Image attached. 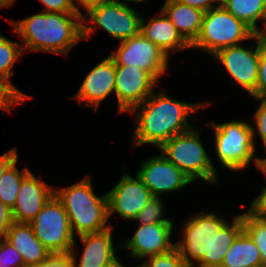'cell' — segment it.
I'll return each instance as SVG.
<instances>
[{"label": "cell", "mask_w": 266, "mask_h": 267, "mask_svg": "<svg viewBox=\"0 0 266 267\" xmlns=\"http://www.w3.org/2000/svg\"><path fill=\"white\" fill-rule=\"evenodd\" d=\"M200 137V132L193 127L170 138L159 150L193 182L201 179L215 185L219 183V175Z\"/></svg>", "instance_id": "8992f818"}, {"label": "cell", "mask_w": 266, "mask_h": 267, "mask_svg": "<svg viewBox=\"0 0 266 267\" xmlns=\"http://www.w3.org/2000/svg\"><path fill=\"white\" fill-rule=\"evenodd\" d=\"M140 33L168 57L171 52L191 49L162 10L157 17L150 16L147 20L141 16Z\"/></svg>", "instance_id": "d6986e66"}, {"label": "cell", "mask_w": 266, "mask_h": 267, "mask_svg": "<svg viewBox=\"0 0 266 267\" xmlns=\"http://www.w3.org/2000/svg\"><path fill=\"white\" fill-rule=\"evenodd\" d=\"M247 213L255 218L266 220V186L261 189V193L253 200Z\"/></svg>", "instance_id": "d6a6232c"}, {"label": "cell", "mask_w": 266, "mask_h": 267, "mask_svg": "<svg viewBox=\"0 0 266 267\" xmlns=\"http://www.w3.org/2000/svg\"><path fill=\"white\" fill-rule=\"evenodd\" d=\"M193 216L182 226L176 250L189 267H221L227 251L243 231L242 216L235 215L231 223L212 211Z\"/></svg>", "instance_id": "6da1fadb"}, {"label": "cell", "mask_w": 266, "mask_h": 267, "mask_svg": "<svg viewBox=\"0 0 266 267\" xmlns=\"http://www.w3.org/2000/svg\"><path fill=\"white\" fill-rule=\"evenodd\" d=\"M16 0H0V8L12 6Z\"/></svg>", "instance_id": "7bdbcfd3"}, {"label": "cell", "mask_w": 266, "mask_h": 267, "mask_svg": "<svg viewBox=\"0 0 266 267\" xmlns=\"http://www.w3.org/2000/svg\"><path fill=\"white\" fill-rule=\"evenodd\" d=\"M162 199L153 196L141 209L134 220L139 224L173 223L170 218H164V206Z\"/></svg>", "instance_id": "4316f807"}, {"label": "cell", "mask_w": 266, "mask_h": 267, "mask_svg": "<svg viewBox=\"0 0 266 267\" xmlns=\"http://www.w3.org/2000/svg\"><path fill=\"white\" fill-rule=\"evenodd\" d=\"M259 266H263L260 251L251 237L243 230L224 256L221 267Z\"/></svg>", "instance_id": "7402d4cb"}, {"label": "cell", "mask_w": 266, "mask_h": 267, "mask_svg": "<svg viewBox=\"0 0 266 267\" xmlns=\"http://www.w3.org/2000/svg\"><path fill=\"white\" fill-rule=\"evenodd\" d=\"M55 195L63 203L74 236L101 232L112 226L107 224V193L97 196L90 176L69 187L56 188Z\"/></svg>", "instance_id": "277c9868"}, {"label": "cell", "mask_w": 266, "mask_h": 267, "mask_svg": "<svg viewBox=\"0 0 266 267\" xmlns=\"http://www.w3.org/2000/svg\"><path fill=\"white\" fill-rule=\"evenodd\" d=\"M12 222L11 209L0 201V239L5 237Z\"/></svg>", "instance_id": "d590c367"}, {"label": "cell", "mask_w": 266, "mask_h": 267, "mask_svg": "<svg viewBox=\"0 0 266 267\" xmlns=\"http://www.w3.org/2000/svg\"><path fill=\"white\" fill-rule=\"evenodd\" d=\"M4 239L21 254L26 267L42 263L52 254L37 239L30 223L13 221Z\"/></svg>", "instance_id": "ffe728a7"}, {"label": "cell", "mask_w": 266, "mask_h": 267, "mask_svg": "<svg viewBox=\"0 0 266 267\" xmlns=\"http://www.w3.org/2000/svg\"><path fill=\"white\" fill-rule=\"evenodd\" d=\"M106 267H130V266H125V265H123V263H121L119 260L116 259L110 265H108ZM135 267H137V266H135Z\"/></svg>", "instance_id": "ee69618b"}, {"label": "cell", "mask_w": 266, "mask_h": 267, "mask_svg": "<svg viewBox=\"0 0 266 267\" xmlns=\"http://www.w3.org/2000/svg\"><path fill=\"white\" fill-rule=\"evenodd\" d=\"M256 35L260 43L266 47V21H264V25L262 26V29H259L256 32Z\"/></svg>", "instance_id": "60d3db41"}, {"label": "cell", "mask_w": 266, "mask_h": 267, "mask_svg": "<svg viewBox=\"0 0 266 267\" xmlns=\"http://www.w3.org/2000/svg\"><path fill=\"white\" fill-rule=\"evenodd\" d=\"M112 227L101 232L80 235L81 243L84 246L79 263L76 261L78 252L76 240L69 252L74 261L75 267H106L118 259L114 248V237Z\"/></svg>", "instance_id": "ac0fdd59"}, {"label": "cell", "mask_w": 266, "mask_h": 267, "mask_svg": "<svg viewBox=\"0 0 266 267\" xmlns=\"http://www.w3.org/2000/svg\"><path fill=\"white\" fill-rule=\"evenodd\" d=\"M44 5L43 12L82 13L72 5L71 0H39Z\"/></svg>", "instance_id": "1f68e13d"}, {"label": "cell", "mask_w": 266, "mask_h": 267, "mask_svg": "<svg viewBox=\"0 0 266 267\" xmlns=\"http://www.w3.org/2000/svg\"><path fill=\"white\" fill-rule=\"evenodd\" d=\"M152 197L142 180L137 175L133 178L126 171L117 185L107 193L108 218L116 212L125 220H134Z\"/></svg>", "instance_id": "5bb4252c"}, {"label": "cell", "mask_w": 266, "mask_h": 267, "mask_svg": "<svg viewBox=\"0 0 266 267\" xmlns=\"http://www.w3.org/2000/svg\"><path fill=\"white\" fill-rule=\"evenodd\" d=\"M102 2H107V3H117V4H124V5H129L127 2H132L135 4L136 3H143L148 0H100Z\"/></svg>", "instance_id": "b9f144b4"}, {"label": "cell", "mask_w": 266, "mask_h": 267, "mask_svg": "<svg viewBox=\"0 0 266 267\" xmlns=\"http://www.w3.org/2000/svg\"><path fill=\"white\" fill-rule=\"evenodd\" d=\"M264 149V151L266 152V147H264ZM255 165L261 170V172H263L264 176L266 177V156L265 158L256 157Z\"/></svg>", "instance_id": "ab89813d"}, {"label": "cell", "mask_w": 266, "mask_h": 267, "mask_svg": "<svg viewBox=\"0 0 266 267\" xmlns=\"http://www.w3.org/2000/svg\"><path fill=\"white\" fill-rule=\"evenodd\" d=\"M33 267H75L69 254H51L45 261Z\"/></svg>", "instance_id": "836d02e7"}, {"label": "cell", "mask_w": 266, "mask_h": 267, "mask_svg": "<svg viewBox=\"0 0 266 267\" xmlns=\"http://www.w3.org/2000/svg\"><path fill=\"white\" fill-rule=\"evenodd\" d=\"M260 102L258 109L254 112L255 125L251 126L253 138L256 144V131L260 135L263 147H266V98L256 99Z\"/></svg>", "instance_id": "f546056e"}, {"label": "cell", "mask_w": 266, "mask_h": 267, "mask_svg": "<svg viewBox=\"0 0 266 267\" xmlns=\"http://www.w3.org/2000/svg\"><path fill=\"white\" fill-rule=\"evenodd\" d=\"M174 223L139 224L132 238L119 244L121 249L129 248L127 257L144 259L154 255L167 253L175 248L170 241Z\"/></svg>", "instance_id": "9a60e30c"}, {"label": "cell", "mask_w": 266, "mask_h": 267, "mask_svg": "<svg viewBox=\"0 0 266 267\" xmlns=\"http://www.w3.org/2000/svg\"><path fill=\"white\" fill-rule=\"evenodd\" d=\"M115 81V62L108 55L88 72L77 93L70 98L97 112L101 103L115 94Z\"/></svg>", "instance_id": "2e32d148"}, {"label": "cell", "mask_w": 266, "mask_h": 267, "mask_svg": "<svg viewBox=\"0 0 266 267\" xmlns=\"http://www.w3.org/2000/svg\"><path fill=\"white\" fill-rule=\"evenodd\" d=\"M243 230L254 241L260 251L263 266L266 267V220H261L243 212Z\"/></svg>", "instance_id": "484cf974"}, {"label": "cell", "mask_w": 266, "mask_h": 267, "mask_svg": "<svg viewBox=\"0 0 266 267\" xmlns=\"http://www.w3.org/2000/svg\"><path fill=\"white\" fill-rule=\"evenodd\" d=\"M22 103L5 85L0 82V111L3 115L11 111L13 106Z\"/></svg>", "instance_id": "e575fe53"}, {"label": "cell", "mask_w": 266, "mask_h": 267, "mask_svg": "<svg viewBox=\"0 0 266 267\" xmlns=\"http://www.w3.org/2000/svg\"><path fill=\"white\" fill-rule=\"evenodd\" d=\"M161 10L191 46L200 34L204 12L178 0H166Z\"/></svg>", "instance_id": "44dd1931"}, {"label": "cell", "mask_w": 266, "mask_h": 267, "mask_svg": "<svg viewBox=\"0 0 266 267\" xmlns=\"http://www.w3.org/2000/svg\"><path fill=\"white\" fill-rule=\"evenodd\" d=\"M209 102L186 103L171 99L164 89L152 94L129 113L135 116L133 135L135 147L152 144L160 148L175 135L192 128L188 123L191 114L202 111ZM135 113V114H134Z\"/></svg>", "instance_id": "7a4b0ae2"}, {"label": "cell", "mask_w": 266, "mask_h": 267, "mask_svg": "<svg viewBox=\"0 0 266 267\" xmlns=\"http://www.w3.org/2000/svg\"><path fill=\"white\" fill-rule=\"evenodd\" d=\"M22 54L24 51L19 42L11 41L0 34V82L23 103L24 100L32 97L17 89L10 80L13 76L12 68Z\"/></svg>", "instance_id": "603a6c76"}, {"label": "cell", "mask_w": 266, "mask_h": 267, "mask_svg": "<svg viewBox=\"0 0 266 267\" xmlns=\"http://www.w3.org/2000/svg\"><path fill=\"white\" fill-rule=\"evenodd\" d=\"M29 223L37 239L52 254H69L75 237L63 203L55 194Z\"/></svg>", "instance_id": "9c48e42d"}, {"label": "cell", "mask_w": 266, "mask_h": 267, "mask_svg": "<svg viewBox=\"0 0 266 267\" xmlns=\"http://www.w3.org/2000/svg\"><path fill=\"white\" fill-rule=\"evenodd\" d=\"M115 97L119 113L130 112L143 103L158 83L147 71L133 66H115Z\"/></svg>", "instance_id": "4fadbf2b"}, {"label": "cell", "mask_w": 266, "mask_h": 267, "mask_svg": "<svg viewBox=\"0 0 266 267\" xmlns=\"http://www.w3.org/2000/svg\"><path fill=\"white\" fill-rule=\"evenodd\" d=\"M18 159V151L16 147L0 156V178L3 173Z\"/></svg>", "instance_id": "74e56055"}, {"label": "cell", "mask_w": 266, "mask_h": 267, "mask_svg": "<svg viewBox=\"0 0 266 267\" xmlns=\"http://www.w3.org/2000/svg\"><path fill=\"white\" fill-rule=\"evenodd\" d=\"M255 99L266 98V47L260 43L259 73L256 91L251 95Z\"/></svg>", "instance_id": "4dcf8cb0"}, {"label": "cell", "mask_w": 266, "mask_h": 267, "mask_svg": "<svg viewBox=\"0 0 266 267\" xmlns=\"http://www.w3.org/2000/svg\"><path fill=\"white\" fill-rule=\"evenodd\" d=\"M214 128V151L217 160L229 171H242L251 161L256 162L257 146L251 125L247 121L232 120L222 123L206 122Z\"/></svg>", "instance_id": "5b68a950"}, {"label": "cell", "mask_w": 266, "mask_h": 267, "mask_svg": "<svg viewBox=\"0 0 266 267\" xmlns=\"http://www.w3.org/2000/svg\"><path fill=\"white\" fill-rule=\"evenodd\" d=\"M83 13L40 12L11 21L25 52H50L67 57L73 46L83 40Z\"/></svg>", "instance_id": "3957f363"}, {"label": "cell", "mask_w": 266, "mask_h": 267, "mask_svg": "<svg viewBox=\"0 0 266 267\" xmlns=\"http://www.w3.org/2000/svg\"><path fill=\"white\" fill-rule=\"evenodd\" d=\"M181 3L187 4L191 7L198 8L203 12H207L212 8L222 5V0H178ZM218 5H216V4Z\"/></svg>", "instance_id": "8d00e7d4"}, {"label": "cell", "mask_w": 266, "mask_h": 267, "mask_svg": "<svg viewBox=\"0 0 266 267\" xmlns=\"http://www.w3.org/2000/svg\"><path fill=\"white\" fill-rule=\"evenodd\" d=\"M85 12L88 18L83 14V39L92 36L99 27L119 42L140 33L141 17L129 5L98 1Z\"/></svg>", "instance_id": "ba28073f"}, {"label": "cell", "mask_w": 266, "mask_h": 267, "mask_svg": "<svg viewBox=\"0 0 266 267\" xmlns=\"http://www.w3.org/2000/svg\"><path fill=\"white\" fill-rule=\"evenodd\" d=\"M98 1L100 0H71V3L75 7V9H77L79 12H81L79 7H83L85 12L88 8L96 4ZM77 5L80 6L77 7Z\"/></svg>", "instance_id": "f35d334b"}, {"label": "cell", "mask_w": 266, "mask_h": 267, "mask_svg": "<svg viewBox=\"0 0 266 267\" xmlns=\"http://www.w3.org/2000/svg\"><path fill=\"white\" fill-rule=\"evenodd\" d=\"M255 40L256 47L245 48L240 44L222 48L212 55L222 63L229 76L234 80V84L242 87L250 95L256 91L259 73L260 41L256 34L254 35Z\"/></svg>", "instance_id": "8fae6325"}, {"label": "cell", "mask_w": 266, "mask_h": 267, "mask_svg": "<svg viewBox=\"0 0 266 267\" xmlns=\"http://www.w3.org/2000/svg\"><path fill=\"white\" fill-rule=\"evenodd\" d=\"M16 160L0 178V201L9 209H13L24 177L30 172L29 168L19 171Z\"/></svg>", "instance_id": "d4e9b609"}, {"label": "cell", "mask_w": 266, "mask_h": 267, "mask_svg": "<svg viewBox=\"0 0 266 267\" xmlns=\"http://www.w3.org/2000/svg\"><path fill=\"white\" fill-rule=\"evenodd\" d=\"M0 267H26L21 254L4 238L0 239Z\"/></svg>", "instance_id": "f1b7e54d"}, {"label": "cell", "mask_w": 266, "mask_h": 267, "mask_svg": "<svg viewBox=\"0 0 266 267\" xmlns=\"http://www.w3.org/2000/svg\"><path fill=\"white\" fill-rule=\"evenodd\" d=\"M146 259V261L137 265V267H189L176 248L167 253L150 256Z\"/></svg>", "instance_id": "83f0119b"}, {"label": "cell", "mask_w": 266, "mask_h": 267, "mask_svg": "<svg viewBox=\"0 0 266 267\" xmlns=\"http://www.w3.org/2000/svg\"><path fill=\"white\" fill-rule=\"evenodd\" d=\"M54 194L55 188L30 171L21 183L16 204L11 210L13 221L31 222Z\"/></svg>", "instance_id": "e0dca14e"}, {"label": "cell", "mask_w": 266, "mask_h": 267, "mask_svg": "<svg viewBox=\"0 0 266 267\" xmlns=\"http://www.w3.org/2000/svg\"><path fill=\"white\" fill-rule=\"evenodd\" d=\"M222 6L255 33L260 29L257 22L265 21L266 0H222Z\"/></svg>", "instance_id": "cb8c5ba5"}, {"label": "cell", "mask_w": 266, "mask_h": 267, "mask_svg": "<svg viewBox=\"0 0 266 267\" xmlns=\"http://www.w3.org/2000/svg\"><path fill=\"white\" fill-rule=\"evenodd\" d=\"M109 56L115 66H135L147 71L158 83L160 77L168 70V57L154 43L141 33L120 41L119 46Z\"/></svg>", "instance_id": "30bf717a"}, {"label": "cell", "mask_w": 266, "mask_h": 267, "mask_svg": "<svg viewBox=\"0 0 266 267\" xmlns=\"http://www.w3.org/2000/svg\"><path fill=\"white\" fill-rule=\"evenodd\" d=\"M136 175L153 196L180 191L193 181L181 169L170 162L162 153L144 161Z\"/></svg>", "instance_id": "7c38bea8"}, {"label": "cell", "mask_w": 266, "mask_h": 267, "mask_svg": "<svg viewBox=\"0 0 266 267\" xmlns=\"http://www.w3.org/2000/svg\"><path fill=\"white\" fill-rule=\"evenodd\" d=\"M255 34L249 26L221 5L204 12L200 34L191 48L214 55L222 48L254 39Z\"/></svg>", "instance_id": "52a82bcc"}]
</instances>
